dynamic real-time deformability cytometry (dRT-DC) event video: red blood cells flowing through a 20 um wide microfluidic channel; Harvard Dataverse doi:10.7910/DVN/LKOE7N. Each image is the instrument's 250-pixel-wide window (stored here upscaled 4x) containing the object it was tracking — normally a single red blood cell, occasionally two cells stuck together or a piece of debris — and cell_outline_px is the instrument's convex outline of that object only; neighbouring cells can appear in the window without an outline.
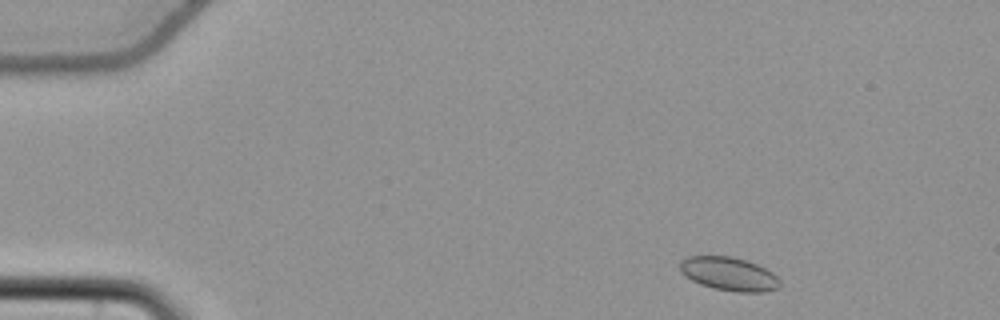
{"species": "common noctule bat (a hibernating species)", "species_latin": "Nyctalus noctula", "temperature_condition": "cold", "stored_images_in_passage": 51, "camera_frame_rate_fps": 3000, "um_per_image_px": 0.085, "animal": {"sex": "female", "body_mass_g": 22.7, "forearm_length_mm": 54.2}, "frame": {"image": 1, "passage_image": 3, "time_ms": 0.667, "image_size_px": [1000, 320], "cell_outline_px": [[780, 288], [764, 292], [736, 292], [716, 288], [700, 284], [692, 280], [680, 272], [680, 260], [688, 256], [732, 256], [756, 264], [772, 272], [780, 280]], "centroid_in_image_um": [61.96, 23.28], "position_along_channel_um": 23.0, "area_um2": 19.48}}
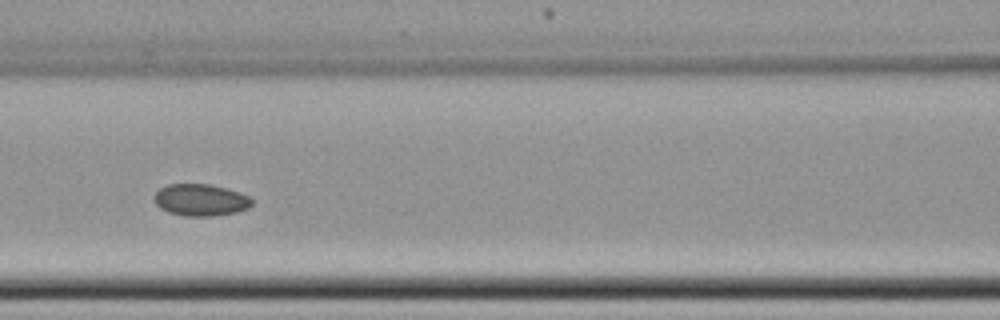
{"frame": {"image": 2, "passage_image": 21, "time_ms": 6.667, "image_size_px": [1000, 320], "cell_outline_px": [[252, 204], [248, 208], [236, 212], [216, 216], [184, 216], [168, 212], [160, 208], [156, 204], [152, 196], [160, 188], [168, 184], [208, 184], [224, 188], [248, 196], [252, 200]], "centroid_in_image_um": [17.01, 17.01], "position_along_channel_um": 149.6, "area_um2": 18.09}}
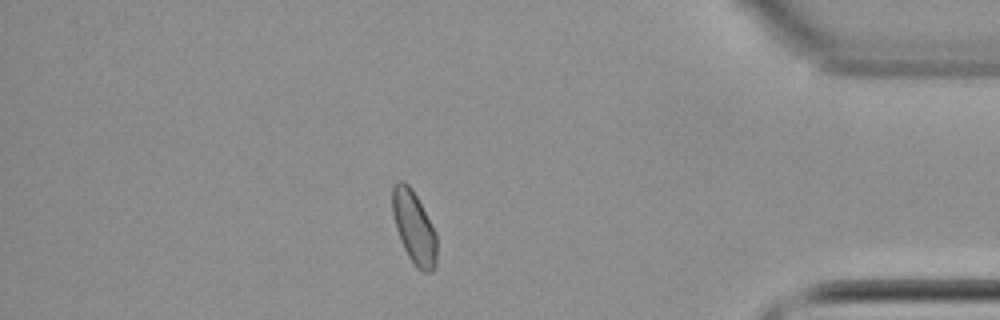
{"frame": {"image": 3, "passage_image": 44, "time_ms": 14.333, "image_size_px": [1000, 320], "cell_outline_px": [[436, 264], [432, 272], [420, 272], [416, 268], [408, 256], [400, 240], [396, 228], [392, 212], [392, 188], [400, 180], [404, 180], [412, 188], [436, 232]], "centroid_in_image_um": [35.19, 19.35], "position_along_channel_um": 400.0, "area_um2": 18.84}, "authors_computed_cell_mechanics": {"area_um2": 18.496, "velocity_mm_per_s": 3.7307, "shape_relaxation_time_tau1_ms": 2.8759, "shape_relaxation_time_tau2_ms": 4.5024, "deformation_change_tau1": 0.0398, "deformation_change_tau2": 0.0675}}